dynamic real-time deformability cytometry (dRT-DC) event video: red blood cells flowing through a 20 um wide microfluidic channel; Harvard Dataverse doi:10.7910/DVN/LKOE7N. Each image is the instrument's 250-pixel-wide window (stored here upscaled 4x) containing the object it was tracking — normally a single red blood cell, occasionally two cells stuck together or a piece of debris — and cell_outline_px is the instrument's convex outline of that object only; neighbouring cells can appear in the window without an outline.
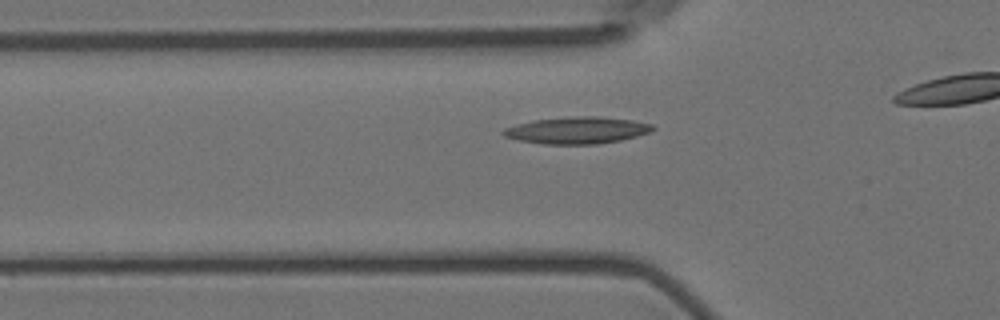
{"species": "Egyptian fruit bat (a non-hibernating species)", "species_latin": "Rousettus aegyptiacus", "temperature_condition": "room temperature", "stored_images_in_passage": 34, "camera_frame_rate_fps": 3000, "um_per_image_px": 0.085, "animal": {"sex": "female"}, "frame": {"image": 1, "passage_image": 7, "time_ms": 2.0, "image_size_px": [1000, 320], "cell_outline_px": [[656, 128], [652, 132], [620, 140], [596, 144], [544, 144], [520, 140], [504, 136], [500, 132], [504, 128], [516, 124], [532, 120], [572, 116], [596, 116], [632, 120], [652, 124]], "centroid_in_image_um": [49.05, 11.07], "position_along_channel_um": 76.8, "area_um2": 23.41}}
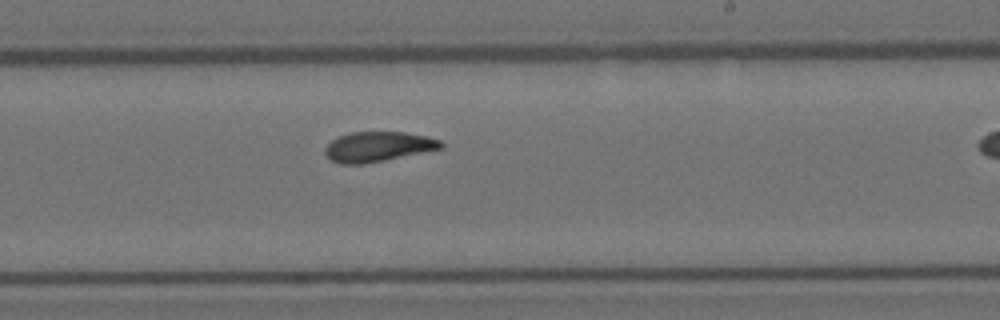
{"frame": {"image": 2, "passage_image": 22, "time_ms": 7.0, "image_size_px": [1000, 320], "cell_outline_px": [[444, 148], [384, 160], [360, 164], [340, 164], [332, 160], [324, 152], [324, 148], [332, 140], [340, 136], [352, 132], [404, 132], [428, 136], [440, 140], [444, 144]], "centroid_in_image_um": [32.16, 12.46], "position_along_channel_um": 256.8, "area_um2": 20.11}}
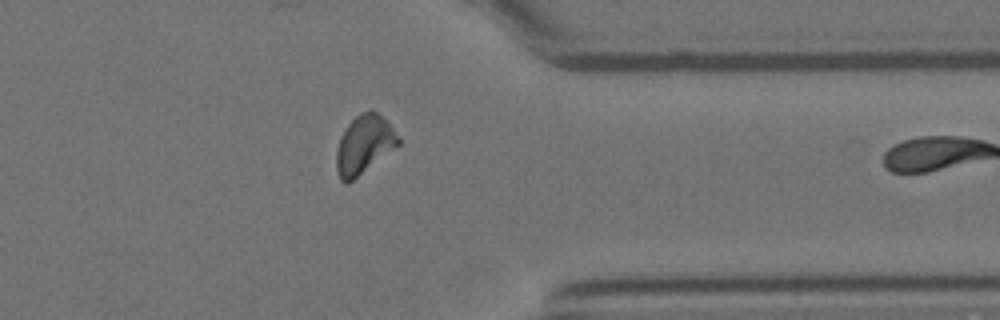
{"frame": {"image": 3, "passage_image": 33, "time_ms": 10.667, "image_size_px": [1000, 320], "cell_outline_px": [[400, 144], [348, 184], [344, 184], [340, 180], [336, 168], [336, 152], [340, 136], [344, 128], [360, 112], [372, 108], [400, 136]], "centroid_in_image_um": [30.92, 12.3], "position_along_channel_um": 380.5, "area_um2": 21.15}}